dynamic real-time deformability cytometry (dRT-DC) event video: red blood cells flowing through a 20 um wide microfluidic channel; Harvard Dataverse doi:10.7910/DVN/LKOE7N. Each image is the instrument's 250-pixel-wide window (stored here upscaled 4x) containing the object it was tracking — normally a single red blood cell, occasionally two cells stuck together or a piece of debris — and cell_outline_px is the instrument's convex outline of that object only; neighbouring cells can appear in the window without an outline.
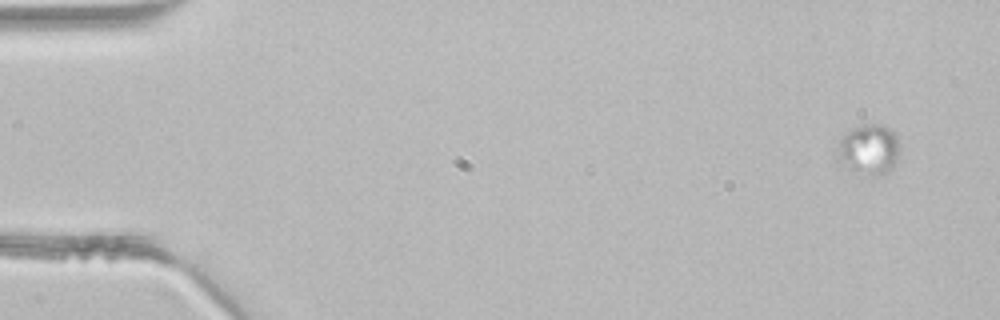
{"species": "common noctule bat (a hibernating species)", "species_latin": "Nyctalus noctula", "temperature_condition": "room temperature", "stored_images_in_passage": 4, "camera_frame_rate_fps": 3000, "um_per_image_px": 0.085, "animal": {"sex": "male", "body_mass_g": 21.5, "forearm_length_mm": 52.0}, "frame": {"image": 1, "passage_image": 1, "time_ms": 0.0, "image_size_px": [1000, 320], "cell_outline_px": [[900, 148], [896, 160], [892, 168], [880, 176], [872, 176], [852, 168], [836, 160], [832, 156], [840, 136], [852, 128], [864, 124], [880, 124], [888, 128], [892, 132], [900, 144]], "centroid_in_image_um": [73.79, 12.68], "position_along_channel_um": 11.2, "area_um2": 18.5}}